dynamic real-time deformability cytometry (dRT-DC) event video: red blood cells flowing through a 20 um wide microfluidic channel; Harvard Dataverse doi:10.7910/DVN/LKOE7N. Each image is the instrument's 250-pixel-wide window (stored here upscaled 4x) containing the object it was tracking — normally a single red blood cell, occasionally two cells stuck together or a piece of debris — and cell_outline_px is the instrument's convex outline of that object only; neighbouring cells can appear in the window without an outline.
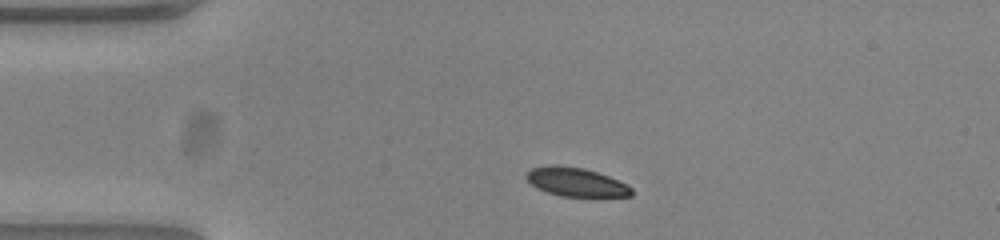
{"species": "common noctule bat (a hibernating species)", "species_latin": "Nyctalus noctula", "temperature_condition": "warm", "stored_images_in_passage": 43, "camera_frame_rate_fps": 3000, "um_per_image_px": 0.085, "animal": {"sex": "female", "body_mass_g": 23.0, "forearm_length_mm": 53.4}, "frame": {"image": 1, "passage_image": 1, "time_ms": 0.0, "image_size_px": [1000, 240], "cell_outline_px": [[632, 196], [560, 196], [536, 188], [524, 176], [532, 168], [552, 164], [556, 164], [584, 168], [608, 176], [628, 184], [632, 188]], "centroid_in_image_um": [48.95, 15.46], "position_along_channel_um": 36.0, "area_um2": 17.57}}
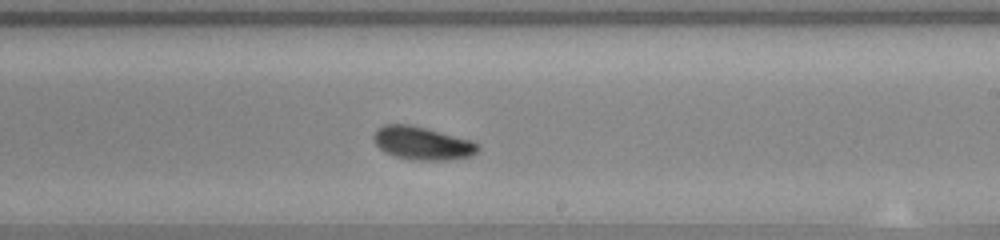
{"frame": {"image": 2, "passage_image": 21, "time_ms": 6.667, "image_size_px": [1000, 240], "cell_outline_px": [[480, 148], [472, 156], [452, 160], [412, 160], [396, 156], [384, 152], [372, 140], [372, 136], [384, 124], [408, 124], [424, 128], [468, 140], [480, 144]], "centroid_in_image_um": [35.89, 12.19], "position_along_channel_um": 253.1, "area_um2": 19.88}}
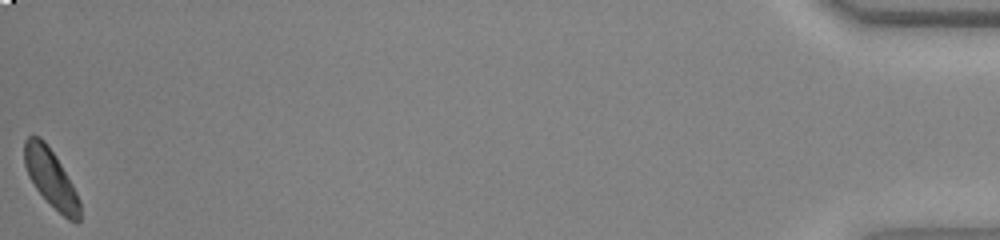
{"frame": {"image": 3, "passage_image": 43, "time_ms": 14.0, "image_size_px": [1000, 240], "cell_outline_px": [[80, 220], [76, 224], [68, 220], [36, 188], [28, 176], [24, 164], [24, 140], [28, 136], [40, 136], [44, 140], [60, 164], [72, 184], [80, 200]], "centroid_in_image_um": [4.32, 15.13], "position_along_channel_um": 430.9, "area_um2": 18.32}, "authors_computed_cell_mechanics": {"area_um2": 19.363, "velocity_mm_per_s": 3.8202, "shape_relaxation_time_tau1_ms": 5.5082, "shape_relaxation_time_tau2_ms": null, "deformation_change_tau1": 0.1729, "deformation_change_tau2": null}}